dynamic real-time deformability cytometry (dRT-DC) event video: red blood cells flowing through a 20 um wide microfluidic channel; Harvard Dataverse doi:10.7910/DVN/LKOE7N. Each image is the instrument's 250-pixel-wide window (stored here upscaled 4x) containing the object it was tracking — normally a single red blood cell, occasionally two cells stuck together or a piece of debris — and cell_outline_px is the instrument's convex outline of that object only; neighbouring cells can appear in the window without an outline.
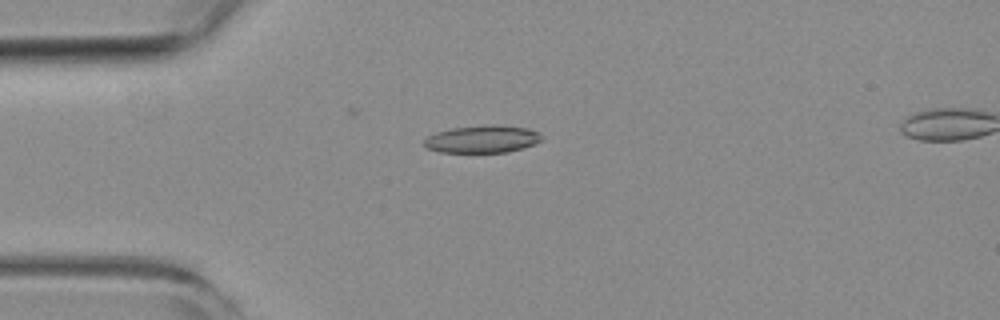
{"species": "common noctule bat (a hibernating species)", "species_latin": "Nyctalus noctula", "temperature_condition": "room temperature", "stored_images_in_passage": 41, "camera_frame_rate_fps": 3000, "um_per_image_px": 0.085, "animal": {"sex": "female", "body_mass_g": 19.3, "forearm_length_mm": 54.1}, "frame": {"image": 1, "passage_image": 1, "time_ms": 0.0, "image_size_px": [1000, 320], "cell_outline_px": [[544, 136], [540, 140], [532, 144], [508, 152], [440, 152], [424, 148], [424, 140], [428, 136], [436, 132], [452, 128], [488, 124], [496, 124], [528, 128]], "centroid_in_image_um": [40.95, 11.81], "position_along_channel_um": 44.0, "area_um2": 18.79}}
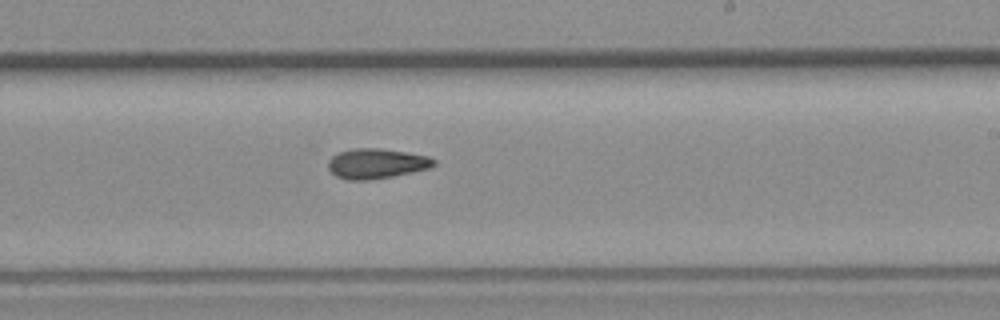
{"frame": {"image": 2, "passage_image": 19, "time_ms": 6.0, "image_size_px": [1000, 320], "cell_outline_px": [[436, 164], [428, 168], [392, 176], [368, 180], [348, 180], [336, 176], [328, 168], [328, 160], [332, 156], [340, 152], [352, 148], [380, 148], [428, 156], [436, 160]], "centroid_in_image_um": [31.97, 13.9], "position_along_channel_um": 257.0, "area_um2": 18.32}}
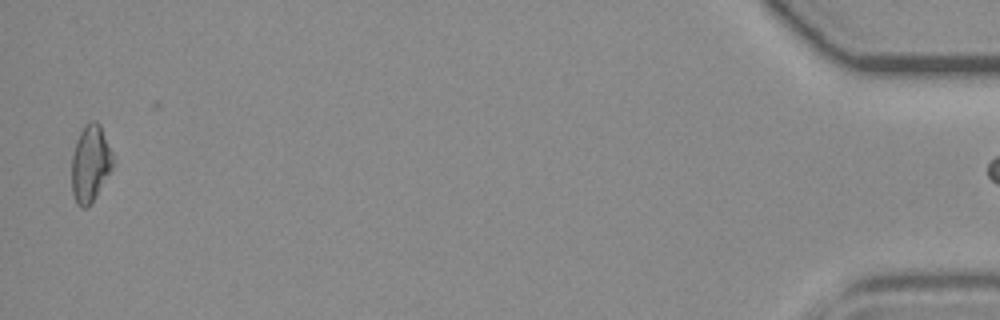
{"frame": {"image": 3, "passage_image": 40, "time_ms": 13.0, "image_size_px": [1000, 320], "cell_outline_px": [[112, 168], [92, 200], [84, 208], [80, 208], [76, 204], [72, 192], [72, 156], [80, 132], [84, 124], [88, 120], [96, 120], [100, 124], [112, 152]], "centroid_in_image_um": [7.66, 13.85], "position_along_channel_um": 427.5, "area_um2": 18.09}}